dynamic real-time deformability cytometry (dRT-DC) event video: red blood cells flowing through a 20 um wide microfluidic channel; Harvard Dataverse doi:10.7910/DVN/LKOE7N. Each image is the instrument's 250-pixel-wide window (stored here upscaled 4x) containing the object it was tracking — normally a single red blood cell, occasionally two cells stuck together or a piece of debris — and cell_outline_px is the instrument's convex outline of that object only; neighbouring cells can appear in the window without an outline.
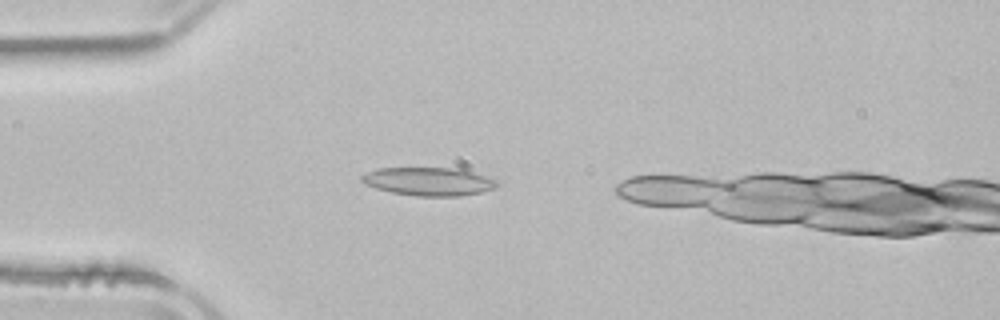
{"species": "common noctule bat (a hibernating species)", "species_latin": "Nyctalus noctula", "temperature_condition": "room temperature", "stored_images_in_passage": 2, "camera_frame_rate_fps": 3000, "um_per_image_px": 0.085, "animal": {"sex": "male", "body_mass_g": 21.5, "forearm_length_mm": 52.0}, "frame": {"image": 1, "passage_image": 1, "time_ms": 0.0, "image_size_px": [1000, 320], "cell_outline_px": [[500, 184], [496, 188], [480, 192], [460, 196], [416, 196], [392, 192], [376, 188], [364, 184], [360, 180], [360, 176], [376, 168], [460, 168], [484, 176]], "centroid_in_image_um": [36.4, 15.42], "position_along_channel_um": 48.6, "area_um2": 22.2}}